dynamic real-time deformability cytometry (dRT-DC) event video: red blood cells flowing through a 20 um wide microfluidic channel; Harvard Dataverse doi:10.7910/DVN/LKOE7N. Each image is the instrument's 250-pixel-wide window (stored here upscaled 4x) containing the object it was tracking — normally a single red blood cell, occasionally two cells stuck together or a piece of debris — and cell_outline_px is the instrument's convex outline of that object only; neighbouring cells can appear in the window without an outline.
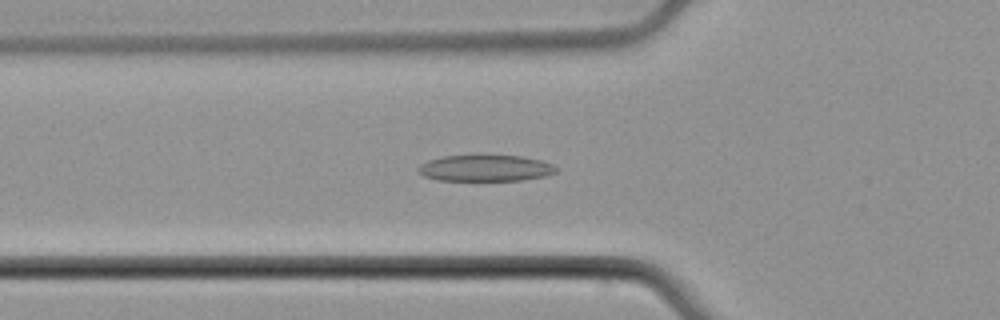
{"species": "common noctule bat (a hibernating species)", "species_latin": "Nyctalus noctula", "temperature_condition": "cold", "stored_images_in_passage": 55, "camera_frame_rate_fps": 3000, "um_per_image_px": 0.085, "animal": {"sex": "male", "body_mass_g": 21.5, "forearm_length_mm": 52.0}, "frame": {"image": 1, "passage_image": 20, "time_ms": 6.333, "image_size_px": [1000, 320], "cell_outline_px": [[556, 172], [544, 176], [520, 180], [436, 180], [424, 176], [416, 168], [420, 164], [428, 160], [444, 156], [520, 156], [540, 160], [552, 164], [556, 168]], "centroid_in_image_um": [41.22, 14.29], "position_along_channel_um": 84.6, "area_um2": 20.81}}
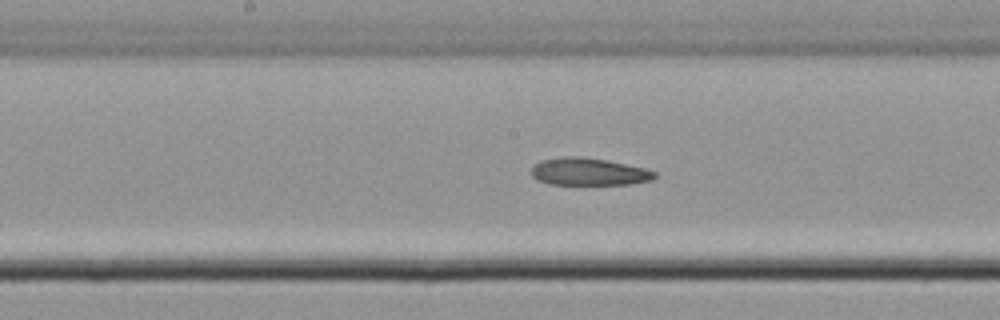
{"frame": {"image": 2, "passage_image": 29, "time_ms": 9.333, "image_size_px": [1000, 320], "cell_outline_px": [[660, 176], [652, 180], [632, 184], [552, 184], [536, 180], [532, 176], [532, 168], [540, 160], [564, 156], [584, 156], [644, 168], [656, 172]], "centroid_in_image_um": [50.06, 14.6], "position_along_channel_um": 198.1, "area_um2": 19.71}}
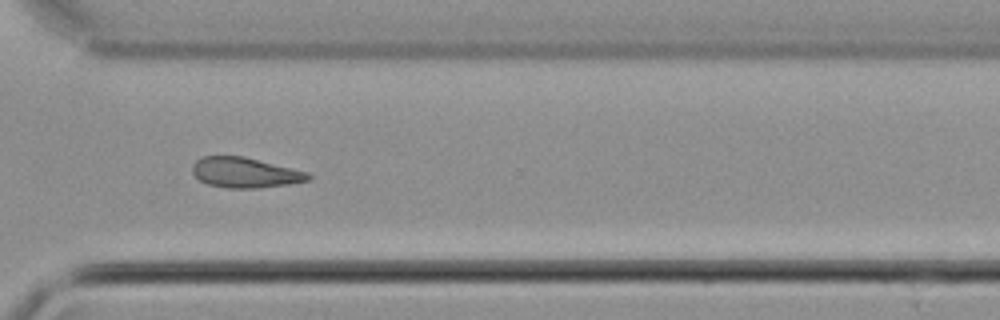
{"frame": {"image": 3, "passage_image": 41, "time_ms": 13.333, "image_size_px": [1000, 320], "cell_outline_px": [[312, 180], [288, 184], [260, 188], [228, 188], [208, 184], [200, 180], [192, 172], [192, 164], [196, 160], [204, 156], [244, 156], [308, 172], [312, 176]], "centroid_in_image_um": [20.85, 14.67], "position_along_channel_um": 349.8, "area_um2": 20.46}, "authors_computed_cell_mechanics": {"area_um2": 21.0392, "velocity_mm_per_s": 3.782, "shape_relaxation_time_tau1_ms": null, "shape_relaxation_time_tau2_ms": 4.7777, "deformation_change_tau1": null, "deformation_change_tau2": 0.0845}}